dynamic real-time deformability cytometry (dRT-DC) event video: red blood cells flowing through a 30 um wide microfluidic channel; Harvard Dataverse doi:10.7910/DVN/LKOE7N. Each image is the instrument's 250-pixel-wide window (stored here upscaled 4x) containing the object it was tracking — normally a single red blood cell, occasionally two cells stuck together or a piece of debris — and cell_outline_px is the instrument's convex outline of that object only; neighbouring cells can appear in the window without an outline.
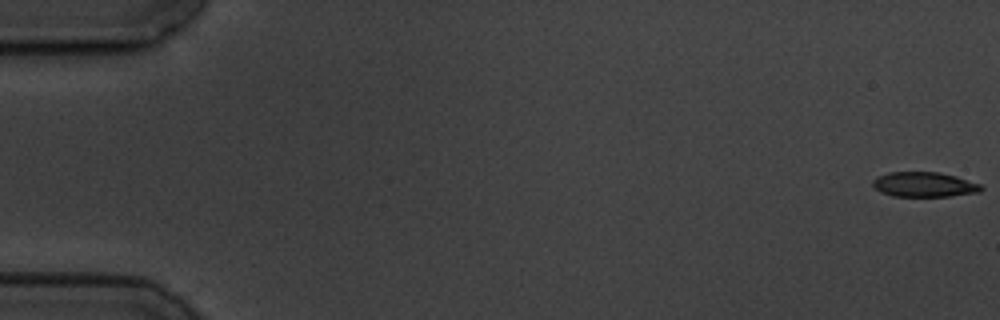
{"species": "common noctule bat (a hibernating species)", "species_latin": "Nyctalus noctula", "temperature_condition": "cold", "stored_images_in_passage": 8, "camera_frame_rate_fps": 3000, "um_per_image_px": 0.085, "animal": {"sex": "male", "body_mass_g": 19.5, "forearm_length_mm": 54.6}, "frame": {"image": 1, "passage_image": 1, "time_ms": 0.0, "image_size_px": [1000, 320], "cell_outline_px": [[984, 188], [980, 192], [948, 196], [892, 196], [880, 192], [872, 184], [872, 180], [876, 176], [888, 172], [940, 172], [956, 176], [980, 184]], "centroid_in_image_um": [78.53, 15.68], "position_along_channel_um": 6.5, "area_um2": 15.78}}
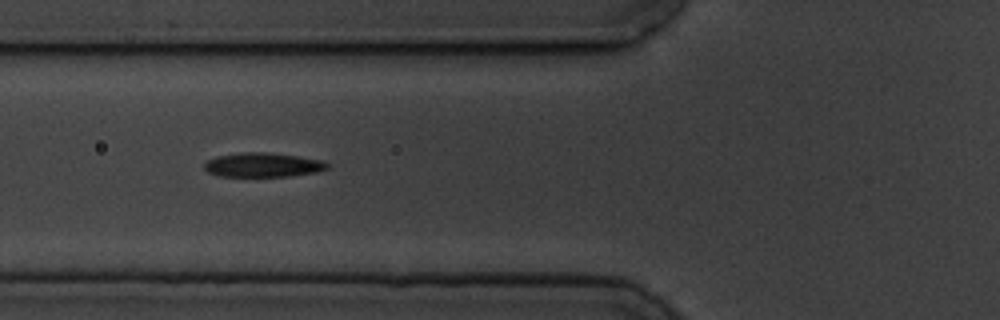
{"frame": {"image": 2, "passage_image": 7, "time_ms": 7.0, "image_size_px": [1000, 320], "cell_outline_px": [[328, 168], [316, 172], [288, 176], [220, 176], [208, 172], [204, 168], [204, 164], [208, 160], [216, 156], [240, 152], [268, 152], [324, 160], [328, 164]], "centroid_in_image_um": [22.33, 14.01], "position_along_channel_um": 103.5, "area_um2": 17.34}}
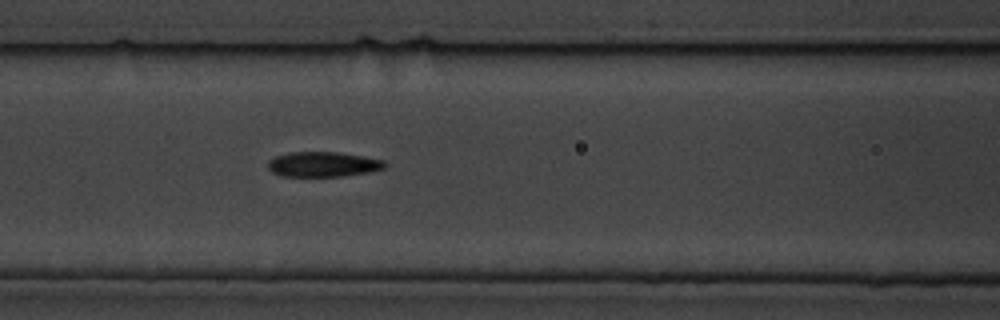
{"frame": {"image": 3, "passage_image": 8, "time_ms": 8.0, "image_size_px": [1000, 320], "cell_outline_px": [[388, 164], [384, 168], [368, 172], [340, 176], [280, 176], [272, 172], [268, 168], [268, 160], [276, 156], [288, 152], [336, 152], [364, 156], [384, 160]], "centroid_in_image_um": [27.44, 13.96], "position_along_channel_um": 139.2, "area_um2": 17.05}}